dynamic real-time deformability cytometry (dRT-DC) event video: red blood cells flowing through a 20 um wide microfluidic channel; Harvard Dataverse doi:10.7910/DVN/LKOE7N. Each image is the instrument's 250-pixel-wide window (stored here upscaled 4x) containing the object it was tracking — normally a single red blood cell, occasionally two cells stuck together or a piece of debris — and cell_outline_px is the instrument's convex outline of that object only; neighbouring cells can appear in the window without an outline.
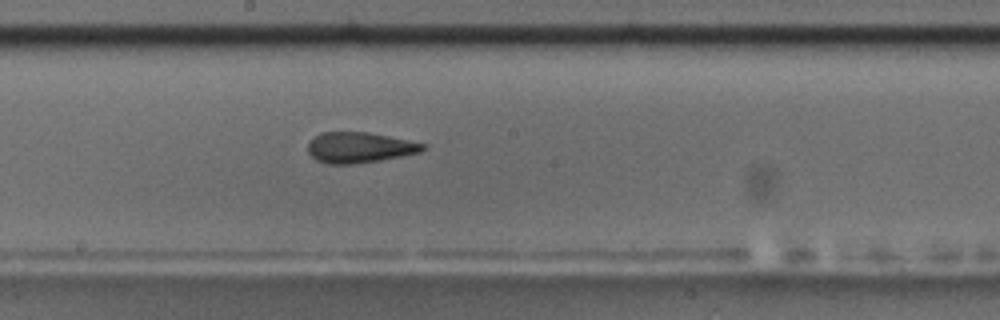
{"species": "common noctule bat (a hibernating species)", "species_latin": "Nyctalus noctula", "temperature_condition": "room temperature", "stored_images_in_passage": 51, "camera_frame_rate_fps": 3000, "um_per_image_px": 0.085, "animal": {"sex": "male", "body_mass_g": 17.5, "forearm_length_mm": 52.3}, "frame": {"image": 1, "passage_image": 30, "time_ms": 9.667, "image_size_px": [1000, 320], "cell_outline_px": [[428, 144], [420, 152], [380, 160], [352, 164], [328, 164], [316, 160], [308, 152], [308, 144], [320, 132], [368, 132]], "centroid_in_image_um": [30.55, 12.54], "position_along_channel_um": 217.7, "area_um2": 20.35}}